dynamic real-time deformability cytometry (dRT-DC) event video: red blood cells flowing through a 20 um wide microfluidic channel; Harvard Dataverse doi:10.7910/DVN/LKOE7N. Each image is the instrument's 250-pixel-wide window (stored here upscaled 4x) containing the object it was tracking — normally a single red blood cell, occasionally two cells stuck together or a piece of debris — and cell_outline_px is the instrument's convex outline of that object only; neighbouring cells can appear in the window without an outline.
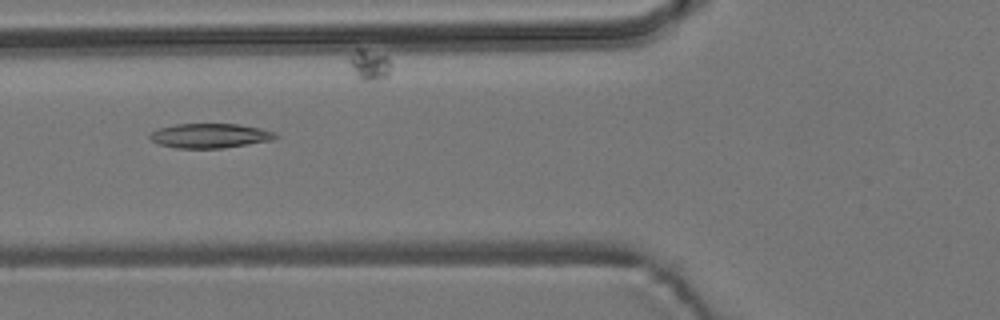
{"species": "common noctule bat (a hibernating species)", "species_latin": "Nyctalus noctula", "temperature_condition": "room temperature", "stored_images_in_passage": 7, "camera_frame_rate_fps": 3000, "um_per_image_px": 0.085, "animal": {"sex": "male", "body_mass_g": 19.2, "forearm_length_mm": 51.8}, "frame": {"image": 1, "passage_image": 5, "time_ms": 1.333, "image_size_px": [1000, 320], "cell_outline_px": [[280, 136], [272, 140], [220, 148], [176, 148], [160, 144], [152, 140], [148, 136], [156, 128], [176, 124], [240, 124], [260, 128], [272, 132]], "centroid_in_image_um": [17.82, 11.53], "position_along_channel_um": 108.0, "area_um2": 17.8}}
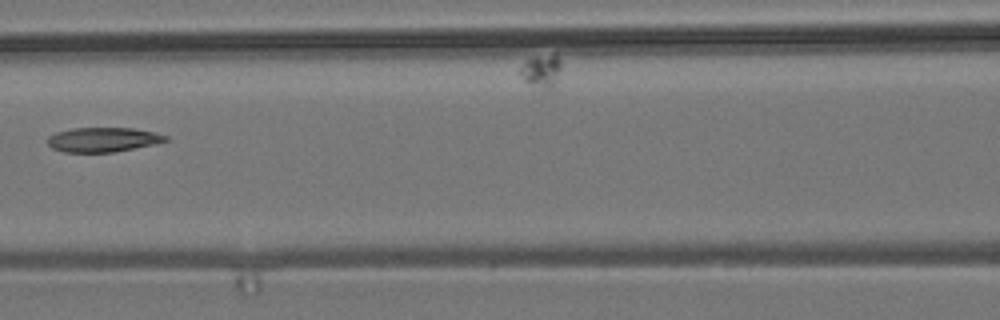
{"frame": {"image": 2, "passage_image": 6, "time_ms": 1.667, "image_size_px": [1000, 320], "cell_outline_px": [[168, 140], [152, 144], [112, 152], [64, 152], [52, 148], [48, 144], [48, 136], [56, 132], [72, 128], [132, 128], [152, 132], [168, 136]], "centroid_in_image_um": [8.7, 11.86], "position_along_channel_um": 157.9, "area_um2": 16.59}}